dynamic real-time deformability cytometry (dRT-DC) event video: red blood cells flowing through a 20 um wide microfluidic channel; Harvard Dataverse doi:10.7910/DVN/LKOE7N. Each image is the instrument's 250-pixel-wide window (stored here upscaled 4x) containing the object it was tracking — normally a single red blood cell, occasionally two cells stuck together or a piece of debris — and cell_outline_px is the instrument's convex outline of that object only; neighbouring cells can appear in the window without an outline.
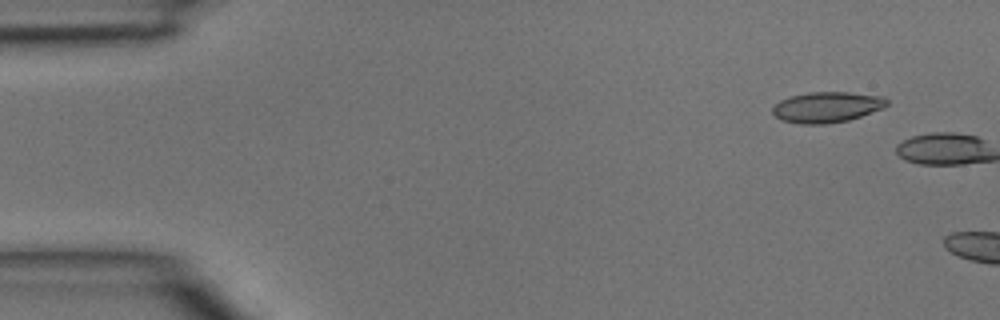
{"species": "common noctule bat (a hibernating species)", "species_latin": "Nyctalus noctula", "temperature_condition": "room temperature", "stored_images_in_passage": 3, "camera_frame_rate_fps": 3000, "um_per_image_px": 0.085, "animal": {"sex": "male", "body_mass_g": 15.6}, "frame": {"image": 1, "passage_image": 2, "time_ms": 0.333, "image_size_px": [1000, 320], "cell_outline_px": [[888, 104], [884, 108], [848, 120], [824, 124], [800, 124], [780, 120], [772, 112], [772, 108], [780, 100], [788, 96], [808, 92], [848, 92], [884, 96], [888, 100]], "centroid_in_image_um": [70.28, 9.1], "position_along_channel_um": 14.7, "area_um2": 20.58}}